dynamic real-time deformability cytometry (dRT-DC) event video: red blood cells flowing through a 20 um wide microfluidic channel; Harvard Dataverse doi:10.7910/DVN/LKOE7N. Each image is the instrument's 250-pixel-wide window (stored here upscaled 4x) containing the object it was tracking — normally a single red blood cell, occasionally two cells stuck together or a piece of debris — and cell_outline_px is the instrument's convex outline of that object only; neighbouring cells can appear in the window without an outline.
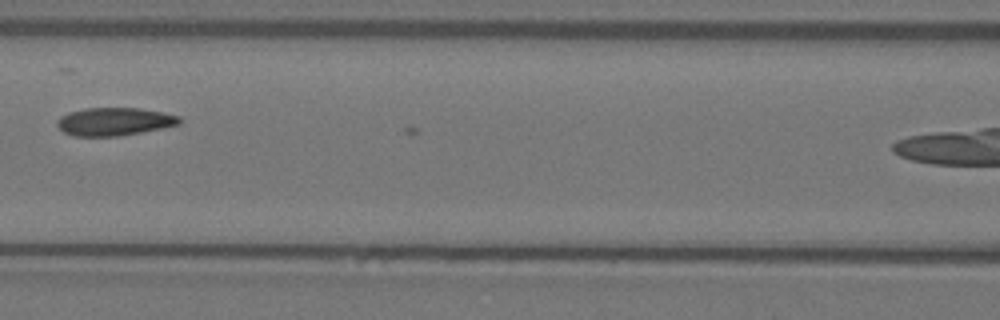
{"species": "Egyptian fruit bat (a non-hibernating species)", "species_latin": "Rousettus aegyptiacus", "temperature_condition": "warm", "stored_images_in_passage": 19, "camera_frame_rate_fps": 3000, "um_per_image_px": 0.085, "animal": {"sex": "female"}, "frame": {"image": 1, "passage_image": 18, "time_ms": 5.667, "image_size_px": [1000, 320], "cell_outline_px": [[180, 124], [120, 136], [72, 136], [64, 132], [56, 124], [56, 120], [60, 116], [68, 112], [84, 108], [140, 108], [164, 112], [180, 116]], "centroid_in_image_um": [9.69, 10.32], "position_along_channel_um": 156.9, "area_um2": 20.0}}